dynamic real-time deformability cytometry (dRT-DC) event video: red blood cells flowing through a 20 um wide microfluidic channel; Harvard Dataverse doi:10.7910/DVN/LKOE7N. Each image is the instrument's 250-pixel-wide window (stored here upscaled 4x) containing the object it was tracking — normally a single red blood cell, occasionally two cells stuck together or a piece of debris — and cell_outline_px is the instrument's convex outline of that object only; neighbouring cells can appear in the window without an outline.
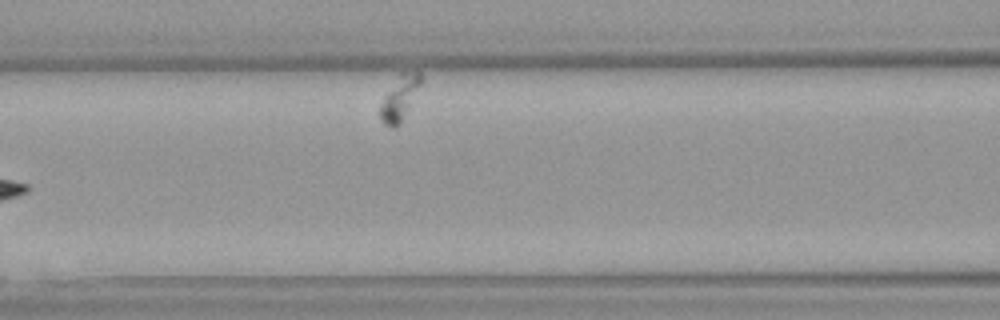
{"species": "Egyptian fruit bat (a non-hibernating species)", "species_latin": "Rousettus aegyptiacus", "temperature_condition": "warm", "stored_images_in_passage": 8, "segment_of_instrument_passage": [2, 2], "camera_frame_rate_fps": 3000, "um_per_image_px": 0.085, "animal": {"sex": "female"}, "frame": {"image": 1, "passage_image": 7, "time_ms": 2.0, "image_size_px": [1000, 320], "cell_outline_px": [[424, 80], [400, 124], [392, 128], [384, 124], [380, 116], [380, 108], [384, 96], [400, 72], [416, 68], [424, 76]], "centroid_in_image_um": [34.04, 8.24], "position_along_channel_um": 132.6, "area_um2": 10.81}}